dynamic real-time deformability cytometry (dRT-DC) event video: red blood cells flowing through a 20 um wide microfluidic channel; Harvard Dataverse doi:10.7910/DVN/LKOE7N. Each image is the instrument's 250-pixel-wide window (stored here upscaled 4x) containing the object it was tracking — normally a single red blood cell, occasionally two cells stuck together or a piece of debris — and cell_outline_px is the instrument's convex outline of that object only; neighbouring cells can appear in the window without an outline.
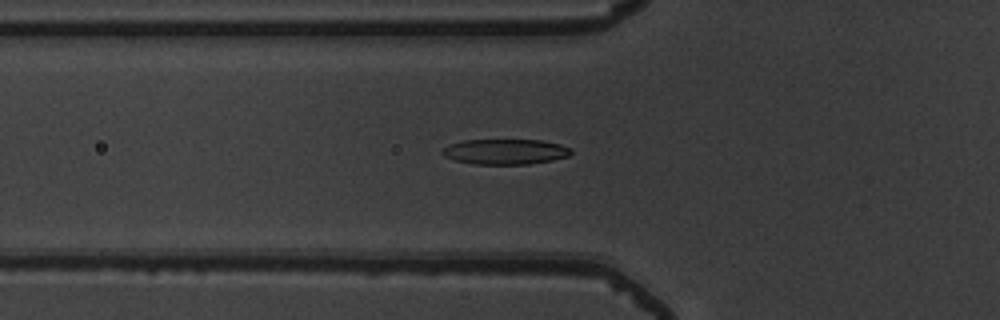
{"species": "common noctule bat (a hibernating species)", "species_latin": "Nyctalus noctula", "temperature_condition": "warm", "stored_images_in_passage": 46, "camera_frame_rate_fps": 3000, "um_per_image_px": 0.085, "animal": {"sex": "male", "body_mass_g": 19.5, "forearm_length_mm": 54.6}, "frame": {"image": 1, "passage_image": 13, "time_ms": 4.0, "image_size_px": [1000, 320], "cell_outline_px": [[572, 152], [568, 156], [552, 160], [528, 164], [476, 164], [456, 160], [444, 156], [440, 152], [448, 144], [464, 140], [540, 140], [560, 144], [572, 148]], "centroid_in_image_um": [42.95, 12.88], "position_along_channel_um": 82.8, "area_um2": 18.96}}
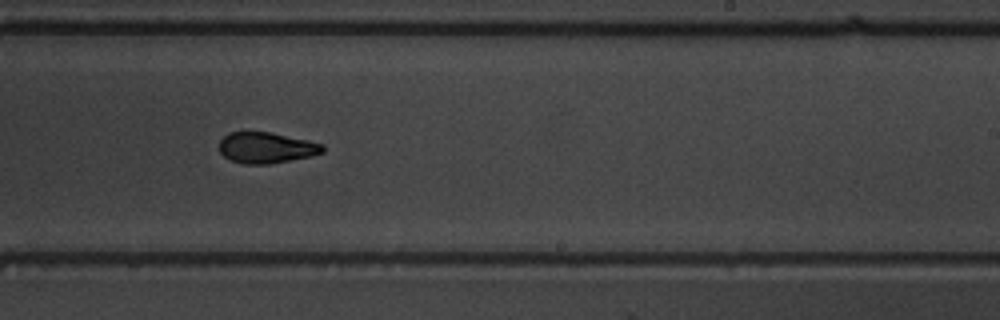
{"frame": {"image": 2, "passage_image": 27, "time_ms": 8.667, "image_size_px": [1000, 320], "cell_outline_px": [[324, 152], [312, 156], [268, 164], [244, 164], [232, 160], [224, 156], [220, 152], [220, 140], [228, 132], [272, 132], [308, 140], [324, 144]], "centroid_in_image_um": [22.66, 12.55], "position_along_channel_um": 266.3, "area_um2": 18.67}}
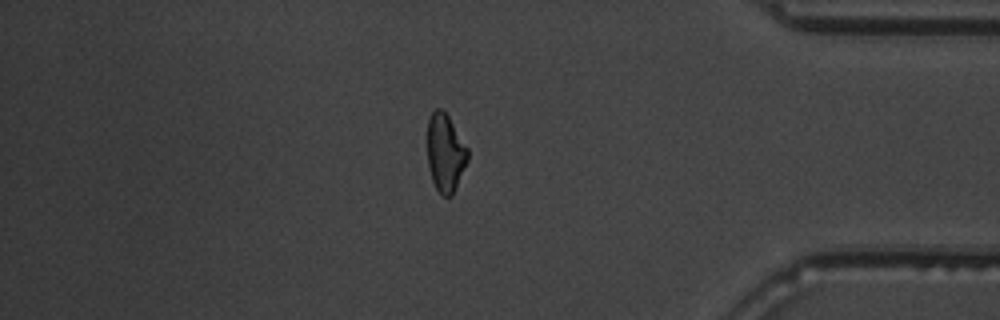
{"frame": {"image": 3, "passage_image": 39, "time_ms": 12.667, "image_size_px": [1000, 320], "cell_outline_px": [[468, 160], [452, 196], [444, 196], [436, 188], [432, 180], [428, 164], [428, 120], [432, 112], [436, 108], [440, 108], [448, 116], [468, 148]], "centroid_in_image_um": [37.86, 12.99], "position_along_channel_um": 397.3, "area_um2": 18.09}, "authors_computed_cell_mechanics": {"area_um2": 19.0162, "velocity_mm_per_s": 3.9285, "shape_relaxation_time_tau1_ms": 4.1236, "shape_relaxation_time_tau2_ms": 2.4998, "deformation_change_tau1": 0.1783, "deformation_change_tau2": 0.0796}}